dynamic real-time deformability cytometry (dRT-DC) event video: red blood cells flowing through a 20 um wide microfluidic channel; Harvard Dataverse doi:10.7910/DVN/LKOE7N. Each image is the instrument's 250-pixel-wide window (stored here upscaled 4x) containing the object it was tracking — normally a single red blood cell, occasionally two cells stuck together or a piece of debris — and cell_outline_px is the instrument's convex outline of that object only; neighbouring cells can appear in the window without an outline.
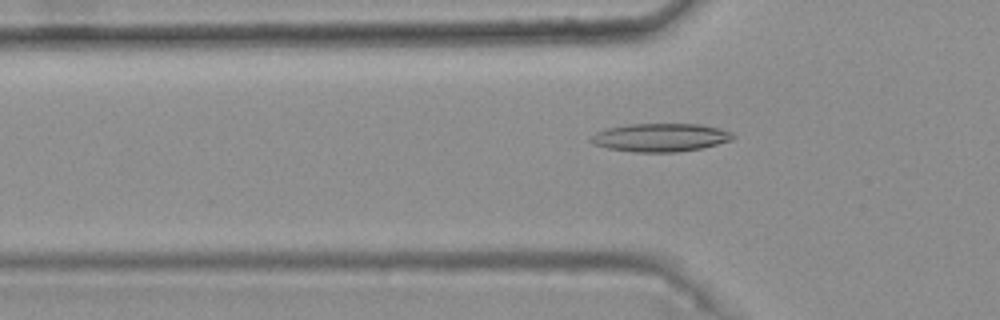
{"species": "common noctule bat (a hibernating species)", "species_latin": "Nyctalus noctula", "temperature_condition": "warm", "stored_images_in_passage": 36, "camera_frame_rate_fps": 3000, "um_per_image_px": 0.085, "animal": {"sex": "female", "body_mass_g": 25.1}, "frame": {"image": 1, "passage_image": 5, "time_ms": 1.333, "image_size_px": [1000, 320], "cell_outline_px": [[736, 136], [732, 140], [700, 148], [676, 152], [632, 152], [608, 148], [592, 144], [588, 140], [596, 132], [608, 128], [628, 124], [700, 124], [732, 132]], "centroid_in_image_um": [56.1, 11.69], "position_along_channel_um": 69.7, "area_um2": 23.29}}
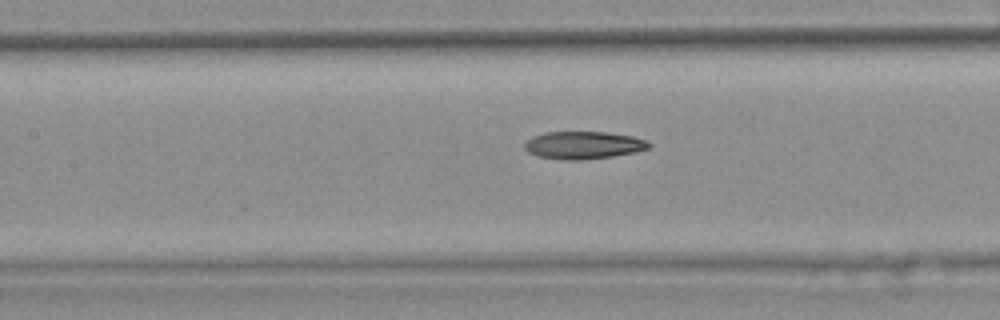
{"frame": {"image": 2, "passage_image": 12, "time_ms": 3.667, "image_size_px": [1000, 320], "cell_outline_px": [[652, 144], [648, 148], [632, 152], [612, 156], [580, 160], [564, 160], [536, 156], [528, 152], [524, 148], [524, 144], [532, 136], [544, 132], [608, 132], [632, 136], [644, 140]], "centroid_in_image_um": [49.53, 12.33], "position_along_channel_um": 157.9, "area_um2": 19.88}}
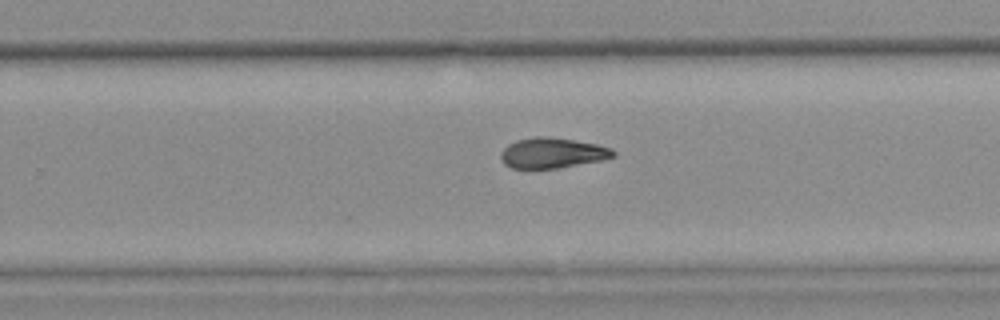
{"frame": {"image": 3, "passage_image": 22, "time_ms": 7.0, "image_size_px": [1000, 320], "cell_outline_px": [[616, 156], [600, 160], [556, 168], [512, 168], [504, 164], [500, 156], [500, 152], [508, 144], [516, 140], [536, 136], [548, 136], [596, 144], [612, 148], [616, 152]], "centroid_in_image_um": [46.93, 12.99], "position_along_channel_um": 282.9, "area_um2": 19.77}, "authors_computed_cell_mechanics": {"area_um2": 19.9988, "velocity_mm_per_s": 3.7612, "shape_relaxation_time_tau1_ms": 9.8395, "shape_relaxation_time_tau2_ms": 10.1408, "deformation_change_tau1": 0.2439, "deformation_change_tau2": 0.2113}}